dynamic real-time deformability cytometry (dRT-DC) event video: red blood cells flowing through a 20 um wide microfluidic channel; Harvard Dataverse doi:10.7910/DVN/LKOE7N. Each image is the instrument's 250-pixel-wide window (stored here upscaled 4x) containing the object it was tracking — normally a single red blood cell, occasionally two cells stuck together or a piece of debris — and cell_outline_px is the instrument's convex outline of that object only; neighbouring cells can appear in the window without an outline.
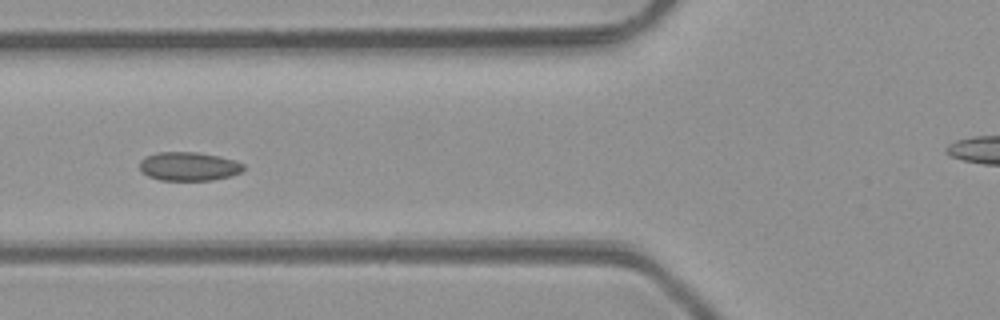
{"species": "common noctule bat (a hibernating species)", "species_latin": "Nyctalus noctula", "temperature_condition": "room temperature", "stored_images_in_passage": 6, "camera_frame_rate_fps": 3000, "um_per_image_px": 0.085, "animal": {"sex": "male", "body_mass_g": 23.1, "forearm_length_mm": 52.7}, "frame": {"image": 1, "passage_image": 6, "time_ms": 5.667, "image_size_px": [1000, 320], "cell_outline_px": [[244, 172], [232, 176], [212, 180], [160, 180], [148, 176], [140, 172], [140, 160], [144, 156], [156, 152], [196, 152], [220, 156], [236, 160], [244, 164]], "centroid_in_image_um": [16.06, 14.14], "position_along_channel_um": 109.7, "area_um2": 17.74}}